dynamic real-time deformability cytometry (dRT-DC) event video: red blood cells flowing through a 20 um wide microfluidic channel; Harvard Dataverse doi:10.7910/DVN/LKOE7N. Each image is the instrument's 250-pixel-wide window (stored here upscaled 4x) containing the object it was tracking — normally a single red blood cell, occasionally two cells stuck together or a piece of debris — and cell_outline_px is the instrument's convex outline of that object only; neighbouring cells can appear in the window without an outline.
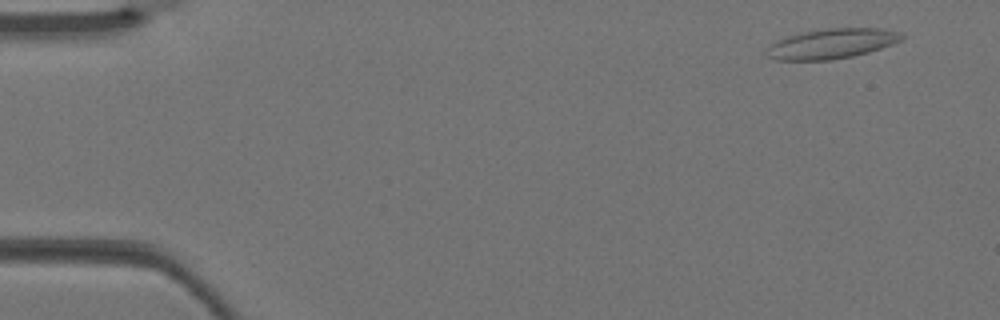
{"species": "Egyptian fruit bat (a non-hibernating species)", "species_latin": "Rousettus aegyptiacus", "temperature_condition": "warm", "stored_images_in_passage": 3, "camera_frame_rate_fps": 3000, "um_per_image_px": 0.085, "animal": {"sex": "female"}, "frame": {"image": 1, "passage_image": 1, "time_ms": 0.0, "image_size_px": [1000, 320], "cell_outline_px": [[908, 36], [904, 40], [868, 52], [852, 56], [832, 60], [776, 60], [768, 56], [764, 52], [776, 40], [800, 32], [828, 28], [880, 28], [900, 32]], "centroid_in_image_um": [70.73, 3.7], "position_along_channel_um": 14.3, "area_um2": 23.76}}